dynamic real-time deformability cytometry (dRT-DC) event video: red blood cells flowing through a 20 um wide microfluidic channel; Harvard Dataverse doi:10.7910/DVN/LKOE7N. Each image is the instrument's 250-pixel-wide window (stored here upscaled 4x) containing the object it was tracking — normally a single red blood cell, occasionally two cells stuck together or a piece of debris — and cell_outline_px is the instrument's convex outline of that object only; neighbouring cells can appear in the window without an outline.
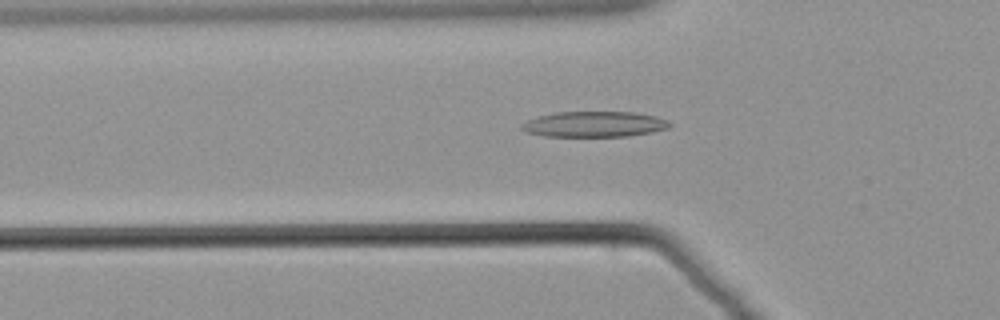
{"species": "common noctule bat (a hibernating species)", "species_latin": "Nyctalus noctula", "temperature_condition": "warm", "stored_images_in_passage": 58, "camera_frame_rate_fps": 3000, "um_per_image_px": 0.085, "animal": {"sex": "male", "body_mass_g": 21.5, "forearm_length_mm": 52.0}, "frame": {"image": 1, "passage_image": 20, "time_ms": 6.333, "image_size_px": [1000, 320], "cell_outline_px": [[672, 124], [668, 128], [648, 132], [624, 136], [544, 136], [528, 132], [520, 128], [528, 120], [540, 116], [560, 112], [632, 112], [652, 116], [664, 120]], "centroid_in_image_um": [50.49, 10.56], "position_along_channel_um": 75.3, "area_um2": 21.39}}
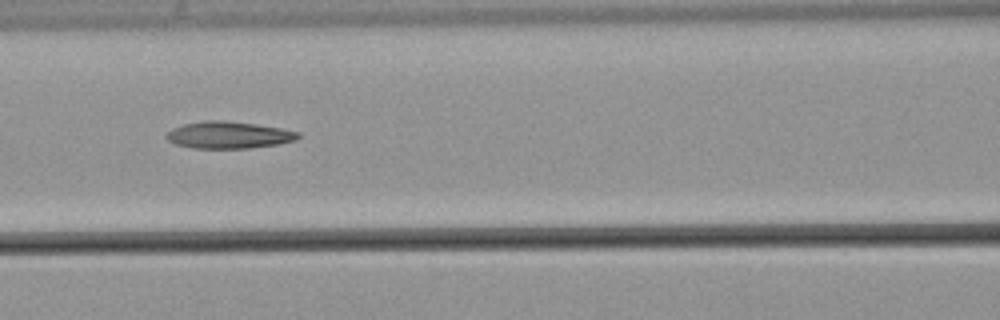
{"frame": {"image": 2, "passage_image": 26, "time_ms": 8.333, "image_size_px": [1000, 320], "cell_outline_px": [[300, 136], [292, 140], [276, 144], [248, 148], [196, 148], [176, 144], [168, 140], [168, 132], [184, 124], [208, 120], [216, 120], [256, 124], [280, 128], [300, 132]], "centroid_in_image_um": [19.46, 11.47], "position_along_channel_um": 147.1, "area_um2": 20.06}}
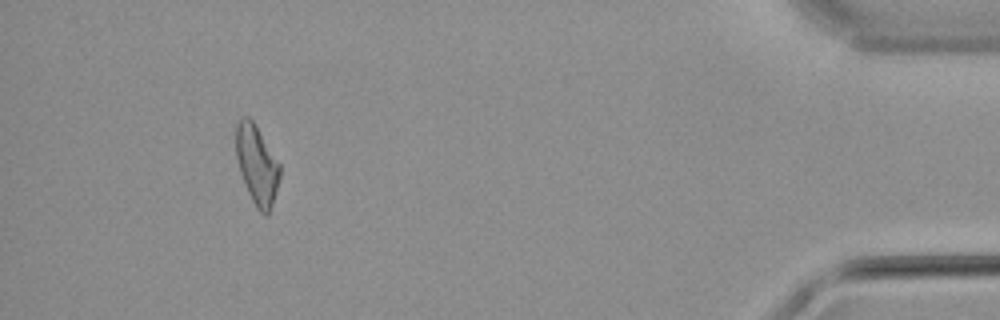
{"frame": {"image": 3, "passage_image": 54, "time_ms": 17.667, "image_size_px": [1000, 320], "cell_outline_px": [[280, 176], [268, 216], [264, 216], [256, 208], [248, 192], [240, 172], [236, 156], [236, 124], [240, 116], [248, 116], [256, 124], [280, 164]], "centroid_in_image_um": [21.82, 13.97], "position_along_channel_um": 413.4, "area_um2": 20.23}}